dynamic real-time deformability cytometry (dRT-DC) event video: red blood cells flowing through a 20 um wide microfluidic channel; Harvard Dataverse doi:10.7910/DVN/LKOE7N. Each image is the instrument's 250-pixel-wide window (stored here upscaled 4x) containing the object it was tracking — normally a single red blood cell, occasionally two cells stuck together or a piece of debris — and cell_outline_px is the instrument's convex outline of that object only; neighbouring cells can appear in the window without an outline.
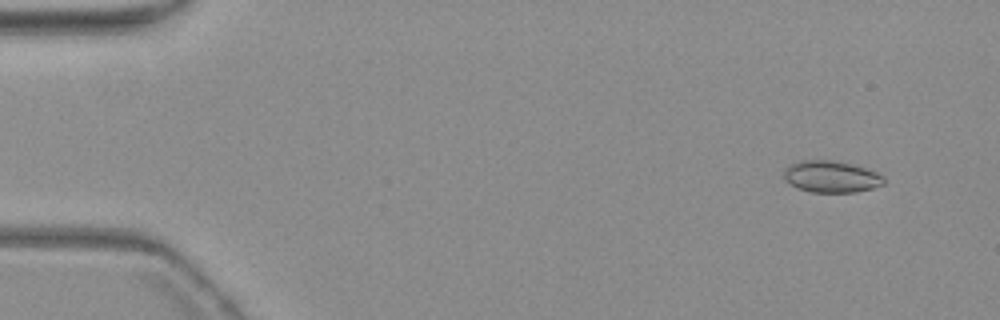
{"species": "common noctule bat (a hibernating species)", "species_latin": "Nyctalus noctula", "temperature_condition": "warm", "stored_images_in_passage": 6, "camera_frame_rate_fps": 3000, "um_per_image_px": 0.085, "animal": {"sex": "female", "body_mass_g": 19.3, "forearm_length_mm": 54.1}, "frame": {"image": 1, "passage_image": 2, "time_ms": 1.333, "image_size_px": [1000, 320], "cell_outline_px": [[884, 184], [872, 188], [856, 192], [812, 192], [796, 188], [784, 180], [784, 168], [792, 164], [804, 160], [832, 160], [852, 164], [876, 172], [884, 176]], "centroid_in_image_um": [70.64, 15.02], "position_along_channel_um": 14.4, "area_um2": 18.44}}
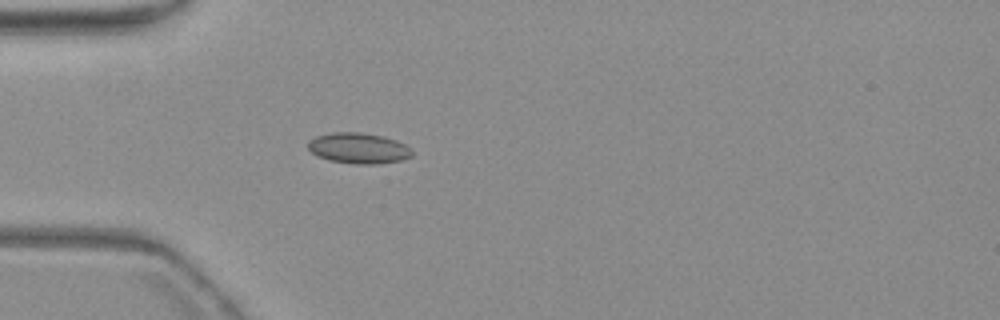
{"frame": {"image": 2, "passage_image": 5, "time_ms": 5.667, "image_size_px": [1000, 320], "cell_outline_px": [[412, 156], [400, 160], [376, 164], [356, 164], [328, 160], [316, 156], [308, 148], [308, 140], [316, 136], [332, 132], [360, 132], [384, 136], [396, 140], [412, 148]], "centroid_in_image_um": [30.46, 12.59], "position_along_channel_um": 54.5, "area_um2": 18.73}}